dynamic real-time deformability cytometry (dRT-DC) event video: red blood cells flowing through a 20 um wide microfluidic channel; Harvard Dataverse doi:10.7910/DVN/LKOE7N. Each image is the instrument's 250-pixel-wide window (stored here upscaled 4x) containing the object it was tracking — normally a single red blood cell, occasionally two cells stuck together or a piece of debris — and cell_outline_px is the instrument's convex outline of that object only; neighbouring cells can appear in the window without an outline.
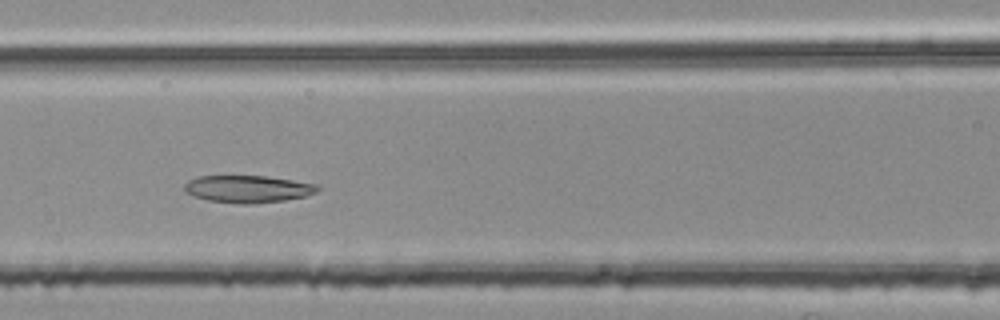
{"species": "common noctule bat (a hibernating species)", "species_latin": "Nyctalus noctula", "temperature_condition": "room temperature", "stored_images_in_passage": 5, "camera_frame_rate_fps": 3000, "um_per_image_px": 0.085, "animal": {"sex": "female", "body_mass_g": 25.1}, "frame": {"image": 1, "passage_image": 5, "time_ms": 1.333, "image_size_px": [1000, 320], "cell_outline_px": [[320, 188], [316, 192], [304, 196], [284, 200], [252, 204], [244, 204], [208, 200], [184, 192], [184, 184], [188, 180], [196, 176], [264, 176], [320, 184]], "centroid_in_image_um": [21.06, 16.05], "position_along_channel_um": 145.5, "area_um2": 21.1}}